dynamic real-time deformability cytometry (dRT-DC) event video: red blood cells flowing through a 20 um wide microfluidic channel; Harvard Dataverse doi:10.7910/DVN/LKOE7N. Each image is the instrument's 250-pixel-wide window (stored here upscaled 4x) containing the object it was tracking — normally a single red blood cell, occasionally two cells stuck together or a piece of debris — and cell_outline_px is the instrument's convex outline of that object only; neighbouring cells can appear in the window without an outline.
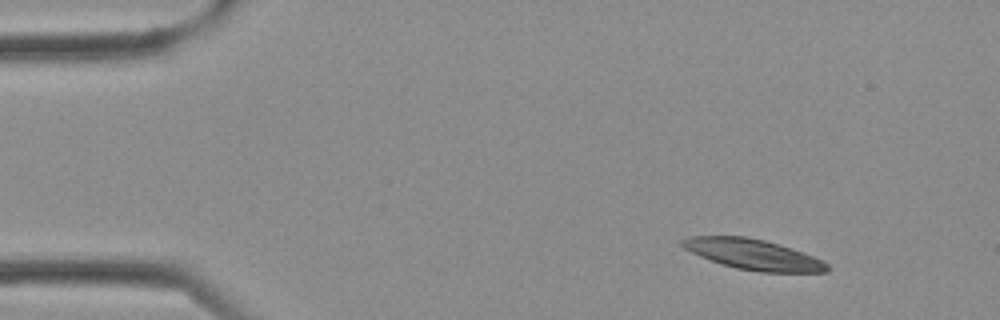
{"species": "Egyptian fruit bat (a non-hibernating species)", "species_latin": "Rousettus aegyptiacus", "temperature_condition": "cold", "stored_images_in_passage": 2, "camera_frame_rate_fps": 3000, "um_per_image_px": 0.085, "frame": {"image": 1, "passage_image": 1, "time_ms": 0.0, "image_size_px": [1000, 320], "cell_outline_px": [[828, 272], [760, 272], [736, 268], [700, 256], [684, 248], [680, 244], [680, 240], [688, 236], [744, 236], [764, 240], [824, 260], [828, 264]], "centroid_in_image_um": [64.0, 21.62], "position_along_channel_um": 21.0, "area_um2": 25.26}}